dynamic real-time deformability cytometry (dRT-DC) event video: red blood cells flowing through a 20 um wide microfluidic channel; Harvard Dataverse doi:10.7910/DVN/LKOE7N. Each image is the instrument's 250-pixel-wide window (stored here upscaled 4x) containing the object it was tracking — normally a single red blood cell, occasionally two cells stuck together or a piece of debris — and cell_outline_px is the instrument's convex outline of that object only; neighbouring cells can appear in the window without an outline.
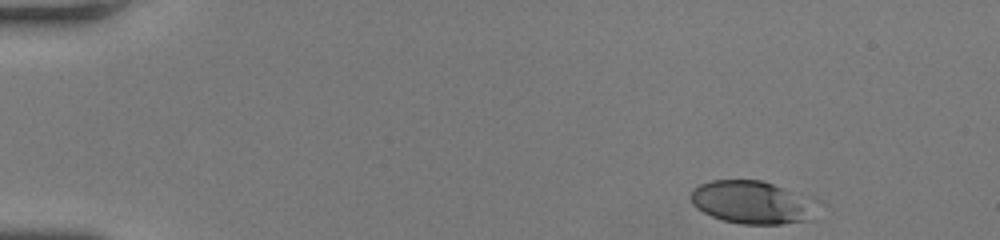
{"species": "human", "species_latin": "Homo sapiens", "temperature_condition": "room temperature", "stored_images_in_passage": 44, "camera_frame_rate_fps": 3000, "um_per_image_px": 0.085, "donor": {"sex": "female"}, "frame": {"image": 1, "passage_image": 1, "time_ms": 0.0, "image_size_px": [1000, 240], "cell_outline_px": [[808, 220], [780, 224], [740, 224], [724, 220], [712, 216], [696, 208], [692, 204], [688, 196], [692, 188], [700, 184], [712, 180], [760, 180], [772, 184], [788, 192], [800, 208]], "centroid_in_image_um": [63.43, 17.19], "position_along_channel_um": 21.6, "area_um2": 28.73}}
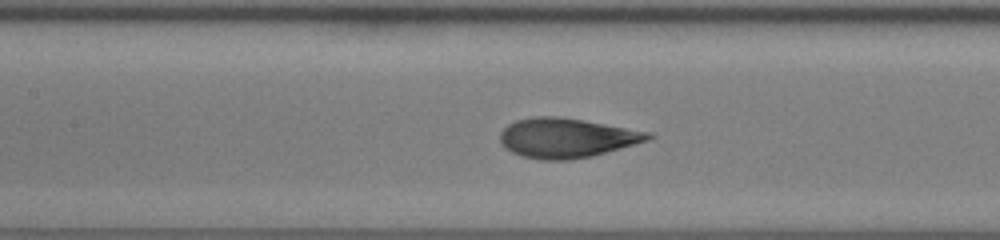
{"frame": {"image": 2, "passage_image": 19, "time_ms": 6.0, "image_size_px": [1000, 240], "cell_outline_px": [[656, 136], [648, 140], [592, 156], [568, 160], [540, 160], [520, 156], [504, 148], [500, 144], [500, 132], [508, 124], [516, 120], [532, 116], [556, 116], [584, 120], [652, 132]], "centroid_in_image_um": [48.13, 11.72], "position_along_channel_um": 159.3, "area_um2": 34.39}}
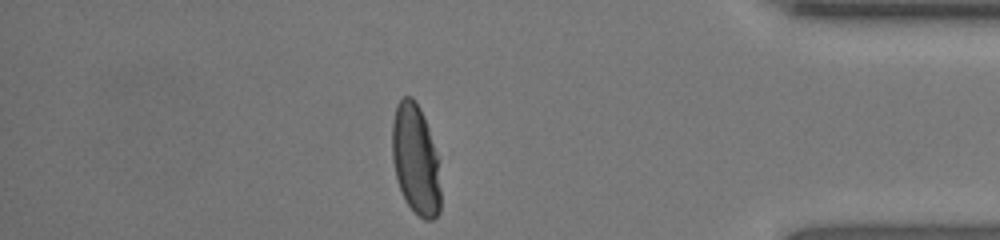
{"frame": {"image": 3, "passage_image": 38, "time_ms": 12.333, "image_size_px": [1000, 240], "cell_outline_px": [[440, 212], [432, 220], [424, 220], [408, 204], [396, 180], [392, 160], [392, 124], [396, 104], [404, 96], [412, 96], [416, 100], [424, 116], [428, 128], [436, 156], [440, 188]], "centroid_in_image_um": [35.3, 13.54], "position_along_channel_um": 399.9, "area_um2": 30.87}, "authors_computed_cell_mechanics": {"area_um2": 33.0905, "velocity_mm_per_s": 4.278, "shape_relaxation_time_tau1_ms": 4.5344, "shape_relaxation_time_tau2_ms": null, "deformation_change_tau1": 0.2075, "deformation_change_tau2": null}}